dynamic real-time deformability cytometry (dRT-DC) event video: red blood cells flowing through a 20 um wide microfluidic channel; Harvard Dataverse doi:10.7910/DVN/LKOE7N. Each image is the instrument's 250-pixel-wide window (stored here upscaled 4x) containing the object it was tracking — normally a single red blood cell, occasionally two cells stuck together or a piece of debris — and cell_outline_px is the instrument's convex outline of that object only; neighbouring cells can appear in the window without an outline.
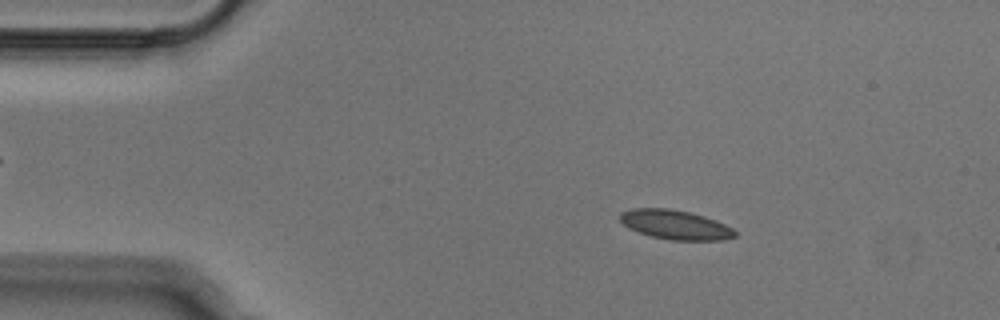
{"species": "Egyptian fruit bat (a non-hibernating species)", "species_latin": "Rousettus aegyptiacus", "temperature_condition": "cold", "stored_images_in_passage": 51, "camera_frame_rate_fps": 3000, "um_per_image_px": 0.085, "animal": {"sex": "male"}, "frame": {"image": 1, "passage_image": 8, "time_ms": 2.333, "image_size_px": [1000, 320], "cell_outline_px": [[736, 236], [724, 240], [672, 240], [652, 236], [628, 228], [620, 220], [620, 212], [632, 208], [668, 208], [688, 212], [704, 216], [716, 220], [732, 228], [736, 232]], "centroid_in_image_um": [57.4, 19.09], "position_along_channel_um": 27.6, "area_um2": 19.54}}
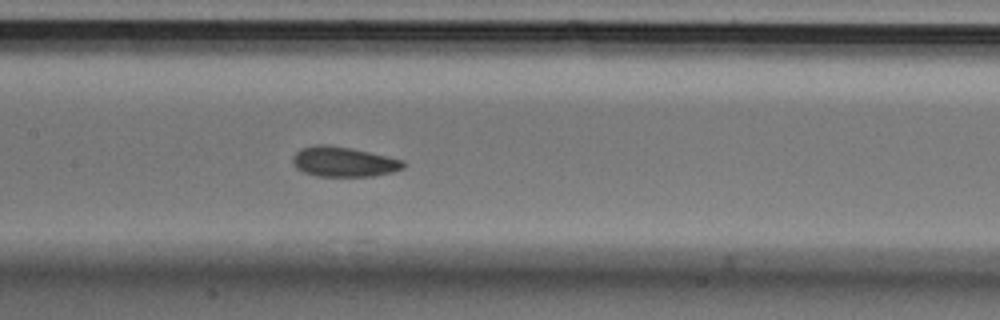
{"frame": {"image": 2, "passage_image": 24, "time_ms": 7.667, "image_size_px": [1000, 320], "cell_outline_px": [[408, 164], [404, 168], [392, 172], [372, 176], [316, 176], [304, 172], [296, 168], [292, 164], [292, 156], [300, 148], [316, 144], [324, 144], [352, 148], [404, 160]], "centroid_in_image_um": [29.2, 13.74], "position_along_channel_um": 178.2, "area_um2": 19.54}}
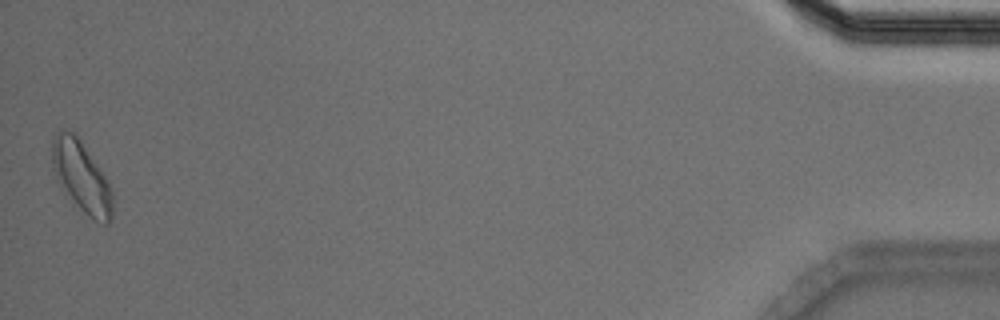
{"frame": {"image": 3, "passage_image": 51, "time_ms": 16.667, "image_size_px": [1000, 320], "cell_outline_px": [[112, 220], [108, 224], [104, 224], [88, 216], [72, 204], [60, 188], [52, 168], [52, 140], [56, 132], [60, 128], [64, 128], [76, 132], [108, 180], [112, 192]], "centroid_in_image_um": [6.89, 15.01], "position_along_channel_um": 428.3, "area_um2": 25.78}}